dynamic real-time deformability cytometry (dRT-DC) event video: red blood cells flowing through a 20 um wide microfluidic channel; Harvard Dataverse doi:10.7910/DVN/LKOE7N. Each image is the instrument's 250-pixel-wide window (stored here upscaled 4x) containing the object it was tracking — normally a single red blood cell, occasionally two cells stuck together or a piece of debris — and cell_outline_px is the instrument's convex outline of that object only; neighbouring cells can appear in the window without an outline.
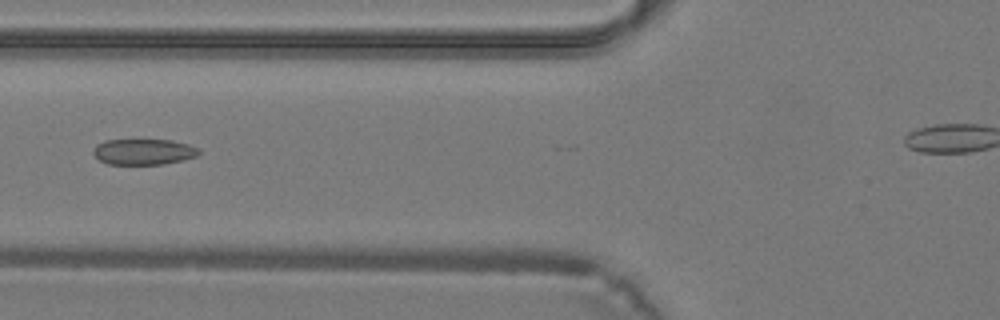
{"species": "common noctule bat (a hibernating species)", "species_latin": "Nyctalus noctula", "temperature_condition": "warm", "stored_images_in_passage": 20, "camera_frame_rate_fps": 3000, "um_per_image_px": 0.085, "animal": {"sex": "male", "body_mass_g": 19.2, "forearm_length_mm": 51.8}, "frame": {"image": 1, "passage_image": 12, "time_ms": 3.667, "image_size_px": [1000, 320], "cell_outline_px": [[200, 152], [196, 156], [164, 164], [108, 164], [100, 160], [92, 152], [96, 144], [104, 140], [172, 140], [188, 144], [200, 148]], "centroid_in_image_um": [12.2, 12.89], "position_along_channel_um": 113.6, "area_um2": 15.84}}